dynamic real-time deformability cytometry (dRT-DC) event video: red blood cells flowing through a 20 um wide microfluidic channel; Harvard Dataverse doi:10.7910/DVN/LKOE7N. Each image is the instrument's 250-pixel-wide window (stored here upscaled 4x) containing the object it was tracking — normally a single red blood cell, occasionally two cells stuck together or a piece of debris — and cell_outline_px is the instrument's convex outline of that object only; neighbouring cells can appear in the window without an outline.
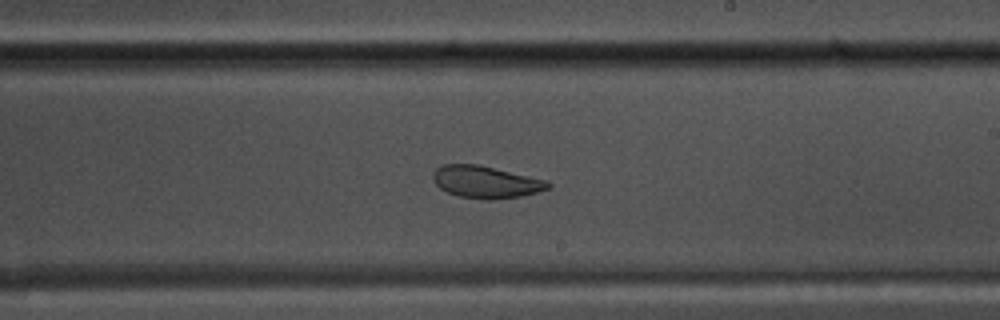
{"species": "common noctule bat (a hibernating species)", "species_latin": "Nyctalus noctula", "temperature_condition": "warm", "stored_images_in_passage": 42, "camera_frame_rate_fps": 3000, "um_per_image_px": 0.085, "animal": {"sex": "male", "body_mass_g": 17.5, "forearm_length_mm": 52.3}, "frame": {"image": 1, "passage_image": 20, "time_ms": 6.333, "image_size_px": [1000, 320], "cell_outline_px": [[552, 188], [520, 196], [492, 200], [484, 200], [460, 196], [448, 192], [440, 188], [432, 180], [432, 172], [436, 168], [444, 164], [476, 164], [548, 180], [552, 184]], "centroid_in_image_um": [41.3, 15.47], "position_along_channel_um": 247.7, "area_um2": 21.62}}
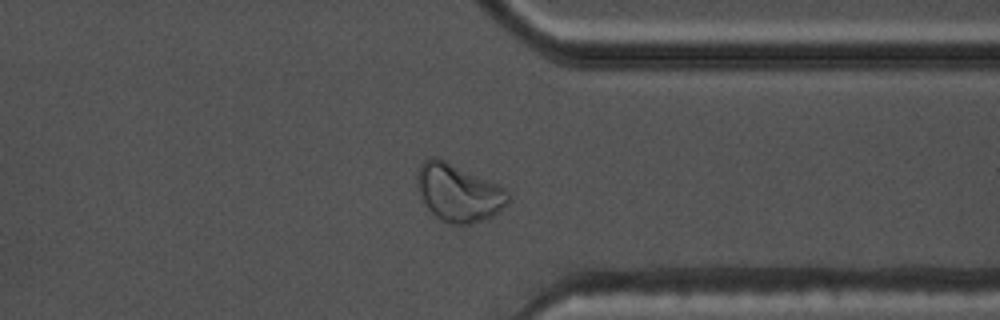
{"frame": {"image": 2, "passage_image": 30, "time_ms": 9.667, "image_size_px": [1000, 320], "cell_outline_px": [[508, 204], [492, 216], [468, 224], [452, 224], [440, 220], [424, 204], [420, 196], [416, 184], [416, 176], [420, 164], [424, 160], [432, 156], [436, 156], [496, 184], [504, 188], [508, 192]], "centroid_in_image_um": [38.92, 16.37], "position_along_channel_um": 372.5, "area_um2": 30.17}}
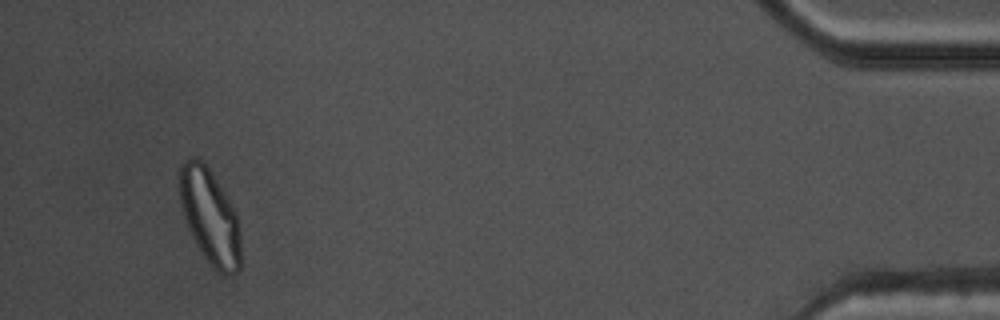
{"frame": {"image": 3, "passage_image": 39, "time_ms": 12.667, "image_size_px": [1000, 320], "cell_outline_px": [[240, 268], [232, 276], [224, 276], [216, 272], [204, 256], [196, 244], [188, 228], [184, 216], [180, 200], [180, 164], [188, 156], [196, 156], [208, 168], [228, 196], [236, 212], [240, 232]], "centroid_in_image_um": [17.85, 18.42], "position_along_channel_um": 417.3, "area_um2": 34.1}, "authors_computed_cell_mechanics": {"area_um2": 23.6402, "velocity_mm_per_s": 3.8092, "shape_relaxation_time_tau1_ms": 11.3957, "shape_relaxation_time_tau2_ms": 2.1102, "deformation_change_tau1": 0.2543, "deformation_change_tau2": 0.0712}}